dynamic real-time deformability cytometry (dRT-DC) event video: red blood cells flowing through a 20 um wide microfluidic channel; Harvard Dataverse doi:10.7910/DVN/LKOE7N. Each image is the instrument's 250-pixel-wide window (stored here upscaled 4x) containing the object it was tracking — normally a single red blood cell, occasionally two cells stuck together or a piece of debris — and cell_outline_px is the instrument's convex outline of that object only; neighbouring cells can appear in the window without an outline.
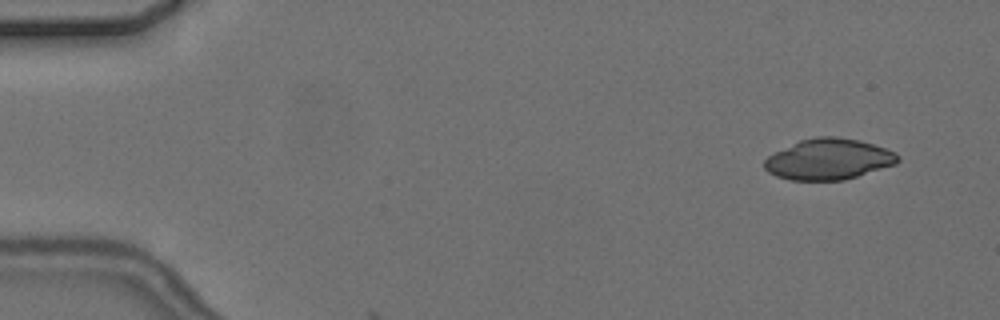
{"species": "common noctule bat (a hibernating species)", "species_latin": "Nyctalus noctula", "temperature_condition": "cold", "stored_images_in_passage": 2, "camera_frame_rate_fps": 3000, "um_per_image_px": 0.085, "animal": {"sex": "female", "body_mass_g": 24.6, "forearm_length_mm": 56.2}, "frame": {"image": 1, "passage_image": 1, "time_ms": 0.0, "image_size_px": [1000, 320], "cell_outline_px": [[900, 160], [896, 164], [844, 180], [792, 180], [776, 176], [768, 172], [764, 168], [764, 160], [768, 156], [800, 140], [816, 136], [836, 136], [860, 140], [896, 152], [900, 156]], "centroid_in_image_um": [70.45, 13.53], "position_along_channel_um": 14.6, "area_um2": 31.73}}